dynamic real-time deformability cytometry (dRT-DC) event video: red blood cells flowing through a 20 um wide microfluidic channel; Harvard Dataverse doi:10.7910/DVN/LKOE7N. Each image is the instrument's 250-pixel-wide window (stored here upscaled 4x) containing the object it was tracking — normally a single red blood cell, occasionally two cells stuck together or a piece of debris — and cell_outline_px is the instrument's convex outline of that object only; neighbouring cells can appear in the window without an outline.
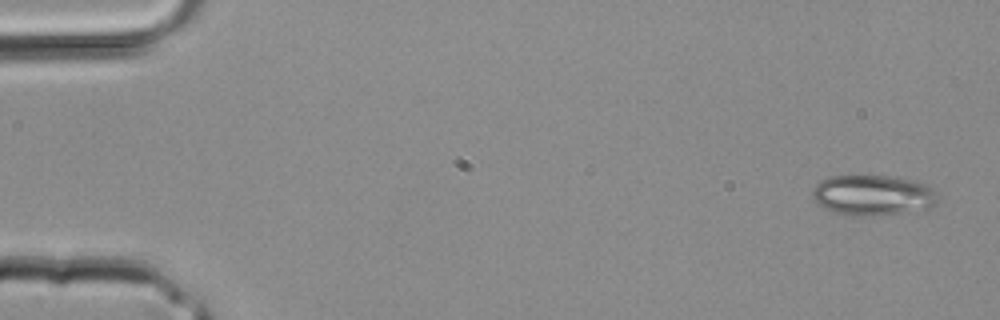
{"species": "common noctule bat (a hibernating species)", "species_latin": "Nyctalus noctula", "temperature_condition": "room temperature", "stored_images_in_passage": 3, "camera_frame_rate_fps": 3000, "um_per_image_px": 0.085, "animal": {"sex": "male", "body_mass_g": 20.4}, "frame": {"image": 1, "passage_image": 1, "time_ms": 0.0, "image_size_px": [1000, 320], "cell_outline_px": [[936, 204], [928, 208], [908, 212], [864, 216], [860, 216], [836, 212], [820, 204], [812, 196], [812, 192], [816, 184], [820, 180], [828, 176], [888, 176], [916, 180], [928, 184], [936, 188]], "centroid_in_image_um": [74.25, 16.57], "position_along_channel_um": 10.7, "area_um2": 29.42}}